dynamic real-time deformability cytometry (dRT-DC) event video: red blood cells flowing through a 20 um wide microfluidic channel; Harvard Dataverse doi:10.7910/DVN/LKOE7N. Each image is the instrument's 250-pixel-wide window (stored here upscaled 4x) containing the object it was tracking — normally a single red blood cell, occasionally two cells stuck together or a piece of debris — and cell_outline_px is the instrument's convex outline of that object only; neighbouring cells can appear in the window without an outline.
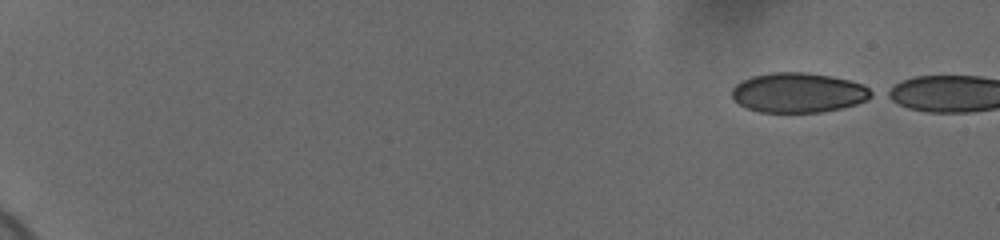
{"species": "human", "species_latin": "Homo sapiens", "temperature_condition": "cold", "stored_images_in_passage": 10, "camera_frame_rate_fps": 3000, "um_per_image_px": 0.085, "donor": {"sex": "female"}, "frame": {"image": 1, "passage_image": 1, "time_ms": 0.0, "image_size_px": [1000, 240], "cell_outline_px": [[876, 96], [868, 100], [856, 104], [840, 108], [820, 112], [760, 112], [748, 108], [732, 100], [732, 88], [740, 80], [752, 76], [772, 72], [804, 72], [832, 76], [864, 84], [876, 92]], "centroid_in_image_um": [67.9, 7.87], "position_along_channel_um": 17.1, "area_um2": 32.71}}